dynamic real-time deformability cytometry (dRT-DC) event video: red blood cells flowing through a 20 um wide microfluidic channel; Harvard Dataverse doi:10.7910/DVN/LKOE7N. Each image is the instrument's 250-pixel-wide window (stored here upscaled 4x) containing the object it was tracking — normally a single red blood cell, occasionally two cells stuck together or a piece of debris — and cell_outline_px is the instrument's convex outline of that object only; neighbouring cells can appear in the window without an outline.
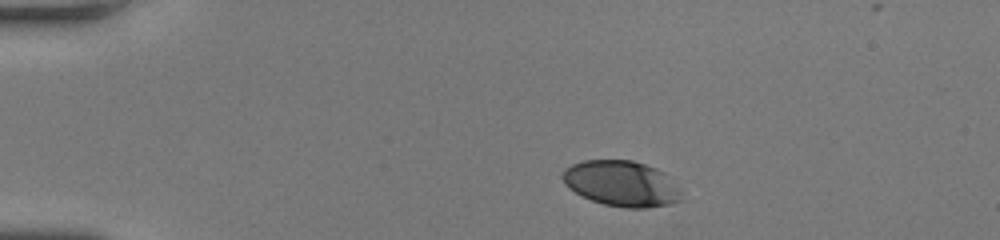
{"species": "human", "species_latin": "Homo sapiens", "temperature_condition": "room temperature", "stored_images_in_passage": 41, "camera_frame_rate_fps": 3000, "um_per_image_px": 0.085, "donor": {"sex": "female"}, "frame": {"image": 1, "passage_image": 1, "time_ms": 0.0, "image_size_px": [1000, 240], "cell_outline_px": [[684, 200], [668, 204], [648, 208], [624, 208], [604, 204], [592, 200], [568, 188], [564, 184], [560, 176], [564, 168], [572, 164], [584, 160], [632, 160], [656, 168], [664, 172], [680, 188]], "centroid_in_image_um": [52.84, 15.6], "position_along_channel_um": 32.2, "area_um2": 31.91}}
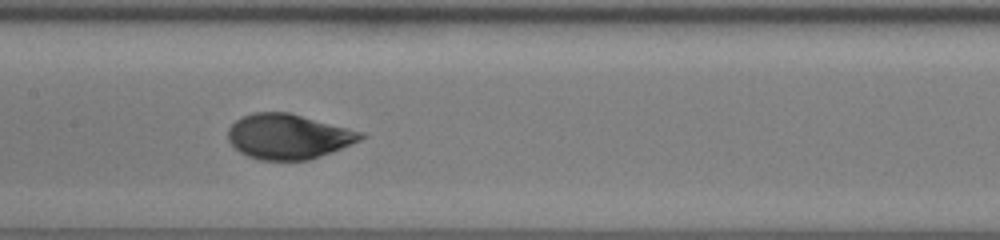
{"frame": {"image": 2, "passage_image": 17, "time_ms": 5.333, "image_size_px": [1000, 240], "cell_outline_px": [[368, 136], [360, 140], [332, 152], [308, 160], [260, 160], [248, 156], [240, 152], [228, 140], [228, 128], [236, 120], [252, 112], [288, 112], [364, 132]], "centroid_in_image_um": [24.52, 11.6], "position_along_channel_um": 182.9, "area_um2": 34.74}}
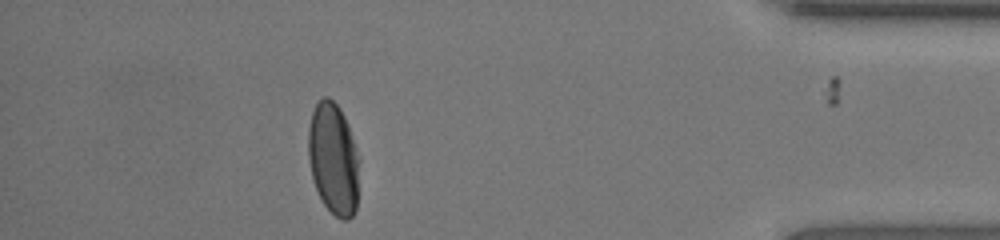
{"frame": {"image": 3, "passage_image": 36, "time_ms": 11.667, "image_size_px": [1000, 240], "cell_outline_px": [[360, 160], [356, 212], [348, 220], [344, 220], [336, 216], [324, 204], [312, 180], [308, 156], [308, 128], [312, 112], [316, 104], [324, 96], [328, 96], [340, 108], [348, 124]], "centroid_in_image_um": [28.35, 13.5], "position_along_channel_um": 406.9, "area_um2": 33.52}, "authors_computed_cell_mechanics": {"area_um2": 34.3332, "velocity_mm_per_s": 4.2075, "shape_relaxation_time_tau1_ms": 3.0823, "shape_relaxation_time_tau2_ms": null, "deformation_change_tau1": 0.1482, "deformation_change_tau2": null}}